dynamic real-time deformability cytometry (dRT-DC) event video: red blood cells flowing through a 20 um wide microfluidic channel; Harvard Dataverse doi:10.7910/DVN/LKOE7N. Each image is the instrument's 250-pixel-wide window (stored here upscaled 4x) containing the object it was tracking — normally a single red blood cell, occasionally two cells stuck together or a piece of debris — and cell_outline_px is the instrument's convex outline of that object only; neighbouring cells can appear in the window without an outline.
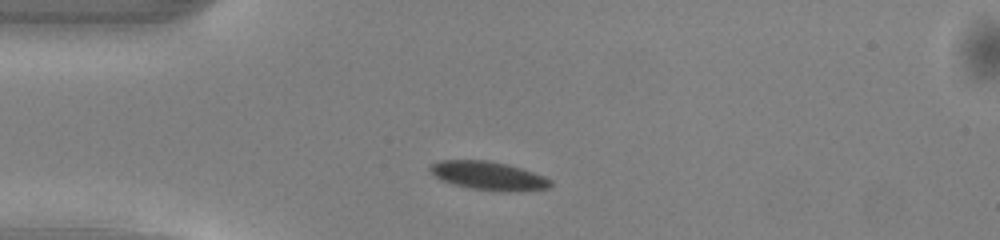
{"species": "common noctule bat (a hibernating species)", "species_latin": "Nyctalus noctula", "temperature_condition": "warm", "stored_images_in_passage": 38, "camera_frame_rate_fps": 3000, "um_per_image_px": 0.085, "animal": {"sex": "male", "body_mass_g": 13.0, "forearm_length_mm": 53.1}, "frame": {"image": 1, "passage_image": 1, "time_ms": 0.0, "image_size_px": [1000, 240], "cell_outline_px": [[552, 184], [548, 188], [508, 192], [472, 188], [452, 184], [440, 180], [428, 168], [432, 164], [440, 160], [488, 160], [508, 164], [544, 176], [552, 180]], "centroid_in_image_um": [41.52, 14.93], "position_along_channel_um": 43.5, "area_um2": 19.88}}
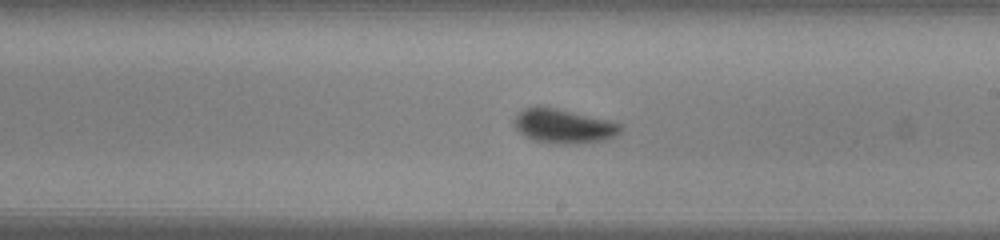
{"frame": {"image": 2, "passage_image": 17, "time_ms": 5.333, "image_size_px": [1000, 240], "cell_outline_px": [[624, 128], [616, 136], [604, 140], [580, 144], [552, 144], [532, 140], [524, 136], [516, 128], [516, 116], [524, 108], [556, 108], [608, 120], [620, 124]], "centroid_in_image_um": [47.96, 10.76], "position_along_channel_um": 241.0, "area_um2": 20.98}}
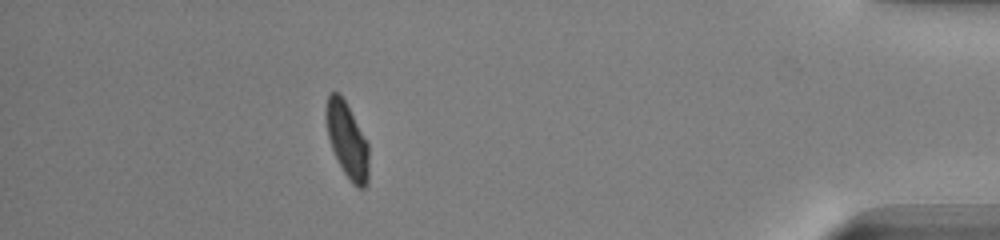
{"frame": {"image": 3, "passage_image": 33, "time_ms": 10.667, "image_size_px": [1000, 240], "cell_outline_px": [[368, 184], [364, 188], [356, 188], [352, 184], [344, 172], [332, 148], [328, 136], [324, 112], [328, 92], [340, 92], [368, 144]], "centroid_in_image_um": [29.49, 11.9], "position_along_channel_um": 405.7, "area_um2": 18.67}, "authors_computed_cell_mechanics": {"area_um2": 20.0855, "velocity_mm_per_s": 4.0904, "shape_relaxation_time_tau1_ms": 2.3737, "shape_relaxation_time_tau2_ms": null, "deformation_change_tau1": 0.0941, "deformation_change_tau2": null}}